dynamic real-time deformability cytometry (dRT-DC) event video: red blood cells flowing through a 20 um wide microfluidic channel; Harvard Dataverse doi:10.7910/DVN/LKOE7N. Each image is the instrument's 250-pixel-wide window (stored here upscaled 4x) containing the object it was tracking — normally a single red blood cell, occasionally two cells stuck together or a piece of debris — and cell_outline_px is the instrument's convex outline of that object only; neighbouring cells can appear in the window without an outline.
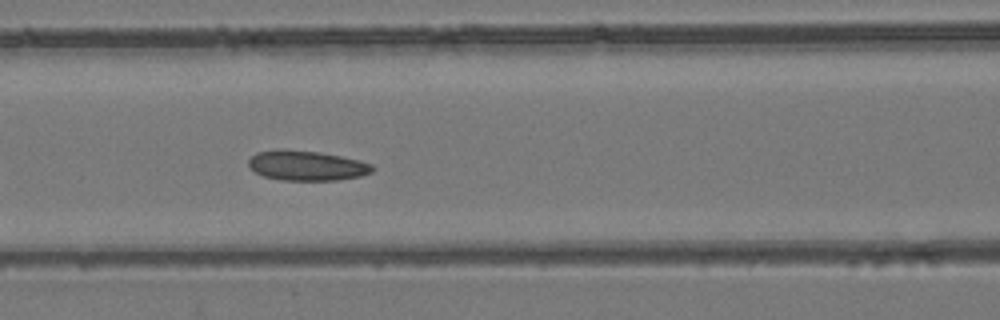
{"species": "common noctule bat (a hibernating species)", "species_latin": "Nyctalus noctula", "temperature_condition": "room temperature", "stored_images_in_passage": 7, "camera_frame_rate_fps": 3000, "um_per_image_px": 0.085, "animal": {"sex": "female", "body_mass_g": 24.6, "forearm_length_mm": 56.2}, "frame": {"image": 1, "passage_image": 7, "time_ms": 6.667, "image_size_px": [1000, 320], "cell_outline_px": [[376, 168], [372, 172], [360, 176], [336, 180], [280, 180], [264, 176], [256, 172], [248, 164], [248, 160], [256, 152], [276, 148], [284, 148], [320, 152], [360, 160], [372, 164]], "centroid_in_image_um": [26.07, 14.05], "position_along_channel_um": 140.5, "area_um2": 21.85}}